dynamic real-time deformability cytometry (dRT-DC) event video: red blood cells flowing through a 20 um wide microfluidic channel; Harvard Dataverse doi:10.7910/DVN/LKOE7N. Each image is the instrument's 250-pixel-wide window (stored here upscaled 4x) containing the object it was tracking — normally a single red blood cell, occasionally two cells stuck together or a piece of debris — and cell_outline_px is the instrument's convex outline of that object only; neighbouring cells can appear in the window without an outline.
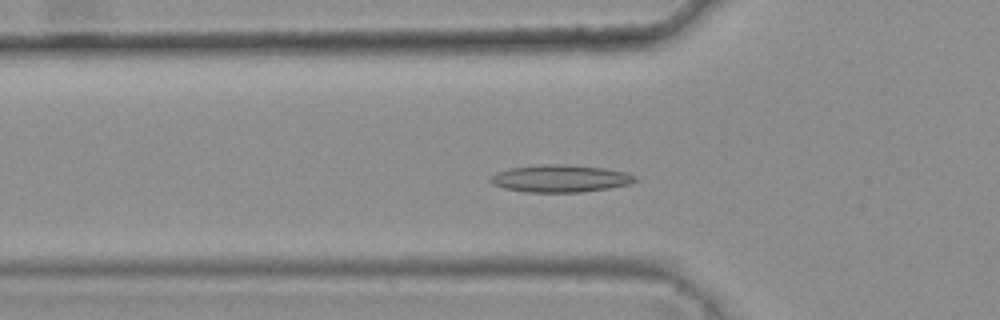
{"species": "common noctule bat (a hibernating species)", "species_latin": "Nyctalus noctula", "temperature_condition": "warm", "stored_images_in_passage": 44, "camera_frame_rate_fps": 3000, "um_per_image_px": 0.085, "animal": {"sex": "female", "body_mass_g": 25.1}, "frame": {"image": 1, "passage_image": 17, "time_ms": 5.333, "image_size_px": [1000, 320], "cell_outline_px": [[636, 180], [628, 184], [608, 188], [580, 192], [524, 192], [504, 188], [492, 184], [488, 180], [488, 176], [496, 172], [512, 168], [540, 164], [564, 164], [604, 168], [628, 172], [636, 176]], "centroid_in_image_um": [47.58, 15.17], "position_along_channel_um": 78.2, "area_um2": 23.12}}
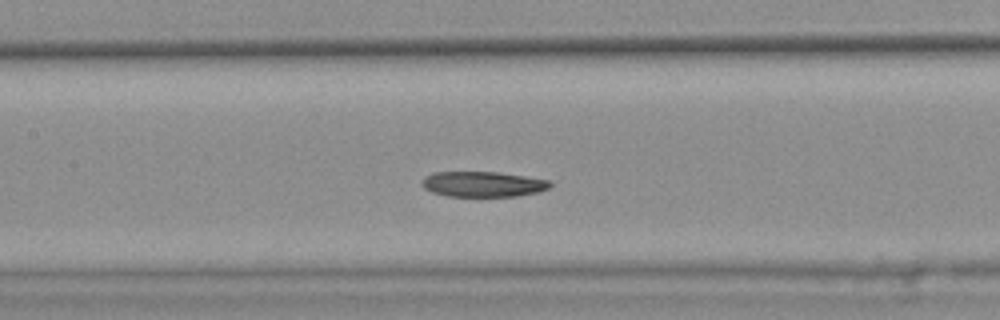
{"frame": {"image": 2, "passage_image": 24, "time_ms": 7.667, "image_size_px": [1000, 320], "cell_outline_px": [[552, 184], [548, 188], [540, 192], [516, 196], [448, 196], [432, 192], [424, 188], [420, 184], [424, 176], [436, 172], [496, 172], [552, 180]], "centroid_in_image_um": [41.06, 15.65], "position_along_channel_um": 166.3, "area_um2": 19.02}}
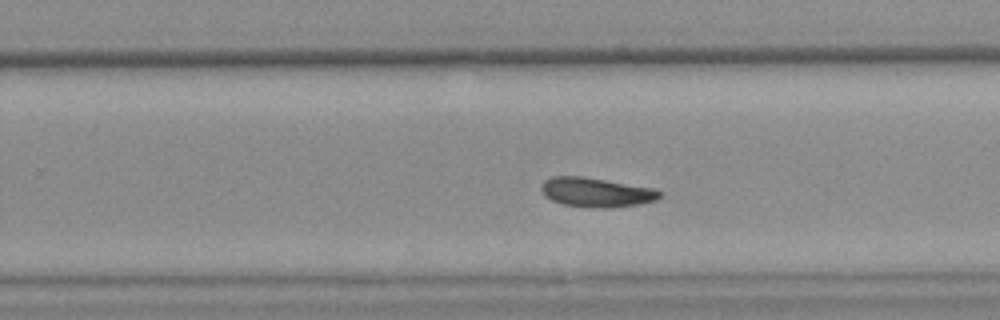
{"frame": {"image": 3, "passage_image": 33, "time_ms": 10.667, "image_size_px": [1000, 320], "cell_outline_px": [[664, 192], [656, 200], [640, 204], [608, 208], [592, 208], [564, 204], [552, 200], [544, 196], [540, 188], [540, 184], [544, 180], [552, 176], [584, 176], [656, 188]], "centroid_in_image_um": [50.69, 16.33], "position_along_channel_um": 279.1, "area_um2": 20.63}}